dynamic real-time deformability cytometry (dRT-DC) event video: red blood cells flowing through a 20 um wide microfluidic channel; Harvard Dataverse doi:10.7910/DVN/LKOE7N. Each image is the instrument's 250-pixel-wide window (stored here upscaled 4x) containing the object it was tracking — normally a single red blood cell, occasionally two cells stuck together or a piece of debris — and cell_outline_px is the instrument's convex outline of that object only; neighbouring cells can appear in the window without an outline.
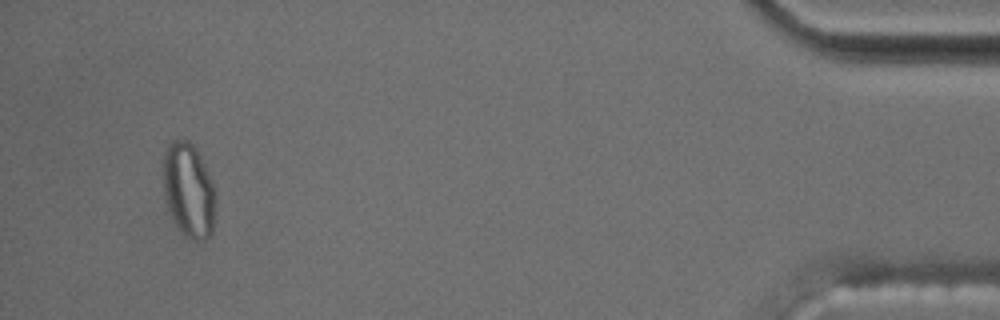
{"species": "common noctule bat (a hibernating species)", "species_latin": "Nyctalus noctula", "temperature_condition": "cold", "stored_images_in_passage": 52, "segment_of_instrument_passage": [2, 2], "camera_frame_rate_fps": 3000, "um_per_image_px": 0.085, "animal": {"sex": "male", "body_mass_g": 17.5, "forearm_length_mm": 52.3}, "frame": {"image": 1, "passage_image": 49, "time_ms": 16.0, "image_size_px": [1000, 320], "cell_outline_px": [[216, 192], [212, 232], [204, 240], [192, 240], [184, 236], [180, 232], [172, 220], [164, 196], [164, 152], [168, 140], [188, 140], [192, 144], [204, 164]], "centroid_in_image_um": [16.02, 16.19], "position_along_channel_um": 419.2, "area_um2": 28.84}}